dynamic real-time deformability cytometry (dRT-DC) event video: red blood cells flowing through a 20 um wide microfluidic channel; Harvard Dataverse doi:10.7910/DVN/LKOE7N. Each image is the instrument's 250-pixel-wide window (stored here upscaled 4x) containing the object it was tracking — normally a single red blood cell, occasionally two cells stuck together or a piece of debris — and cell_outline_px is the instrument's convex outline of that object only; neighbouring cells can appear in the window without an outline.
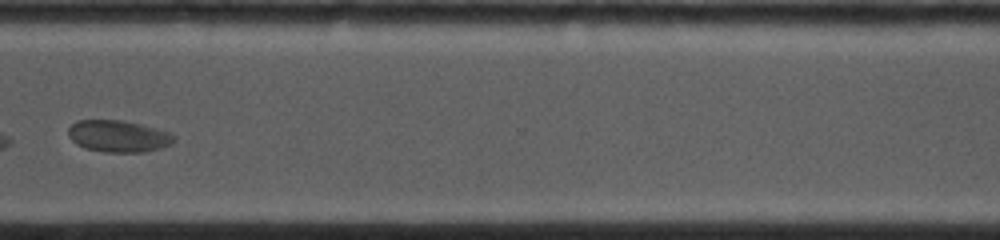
{"species": "common noctule bat (a hibernating species)", "species_latin": "Nyctalus noctula", "temperature_condition": "cold", "stored_images_in_passage": 18, "camera_frame_rate_fps": 4500, "um_per_image_px": 0.085, "animal": {"sex": "female", "body_mass_g": 19.0, "forearm_length_mm": 53.3}, "frame": {"image": 1, "passage_image": 18, "time_ms": 7.778, "image_size_px": [1000, 240], "cell_outline_px": [[176, 140], [172, 144], [160, 148], [144, 152], [104, 152], [84, 148], [76, 144], [68, 136], [68, 128], [76, 120], [124, 120], [156, 128], [168, 132], [176, 136]], "centroid_in_image_um": [10.06, 11.57], "position_along_channel_um": 360.5, "area_um2": 19.77}}